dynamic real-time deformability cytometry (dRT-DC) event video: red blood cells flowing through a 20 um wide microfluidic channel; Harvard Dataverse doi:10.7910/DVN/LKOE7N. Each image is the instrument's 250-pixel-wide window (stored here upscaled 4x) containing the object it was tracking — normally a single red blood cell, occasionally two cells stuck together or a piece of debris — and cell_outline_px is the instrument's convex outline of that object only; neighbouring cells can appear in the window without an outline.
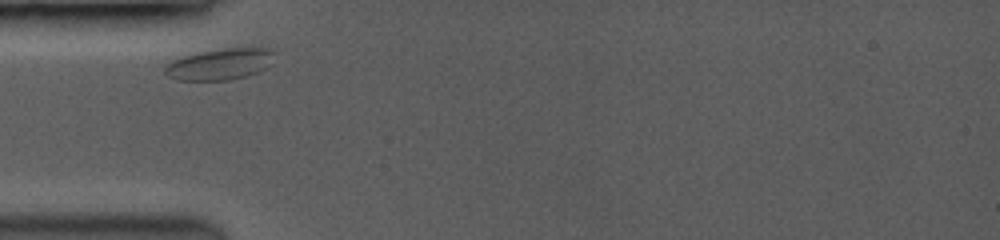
{"species": "common noctule bat (a hibernating species)", "species_latin": "Nyctalus noctula", "temperature_condition": "room temperature", "stored_images_in_passage": 2, "camera_frame_rate_fps": 3500, "um_per_image_px": 0.085, "animal": {"sex": "female", "body_mass_g": 19.0, "forearm_length_mm": 53.3}, "frame": {"image": 1, "passage_image": 1, "time_ms": 0.0, "image_size_px": [1000, 240], "cell_outline_px": [[276, 52], [264, 68], [256, 72], [244, 76], [228, 80], [180, 80], [168, 76], [164, 72], [164, 64], [172, 60], [196, 52], [252, 44], [268, 48]], "centroid_in_image_um": [18.69, 5.4], "position_along_channel_um": 66.3, "area_um2": 20.4}}